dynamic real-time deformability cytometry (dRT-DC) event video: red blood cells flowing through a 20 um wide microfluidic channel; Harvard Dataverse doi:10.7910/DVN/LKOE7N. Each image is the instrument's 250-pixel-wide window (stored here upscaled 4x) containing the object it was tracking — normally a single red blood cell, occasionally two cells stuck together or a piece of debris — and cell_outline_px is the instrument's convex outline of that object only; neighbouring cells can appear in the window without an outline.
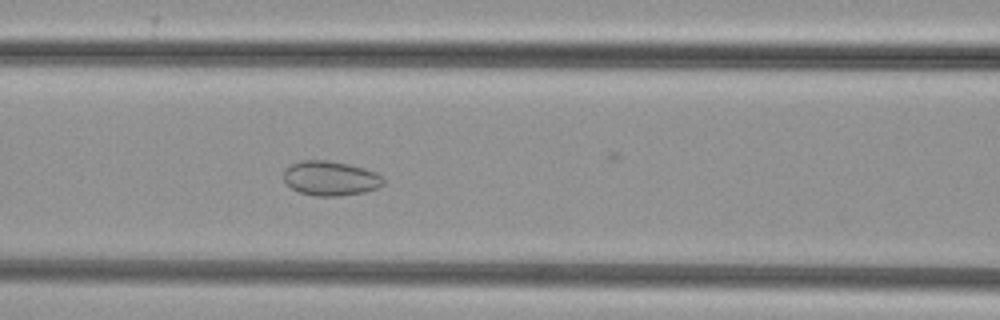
{"species": "common noctule bat (a hibernating species)", "species_latin": "Nyctalus noctula", "temperature_condition": "cold", "stored_images_in_passage": 29, "camera_frame_rate_fps": 3000, "um_per_image_px": 0.085, "animal": {"sex": "female", "body_mass_g": 29.2, "forearm_length_mm": 56.3}, "frame": {"image": 1, "passage_image": 7, "time_ms": 2.0, "image_size_px": [1000, 320], "cell_outline_px": [[384, 184], [376, 188], [364, 192], [336, 196], [316, 196], [300, 192], [292, 188], [284, 180], [284, 168], [300, 160], [328, 160], [348, 164], [364, 168], [376, 172], [384, 180]], "centroid_in_image_um": [28.08, 15.14], "position_along_channel_um": 138.5, "area_um2": 20.0}}
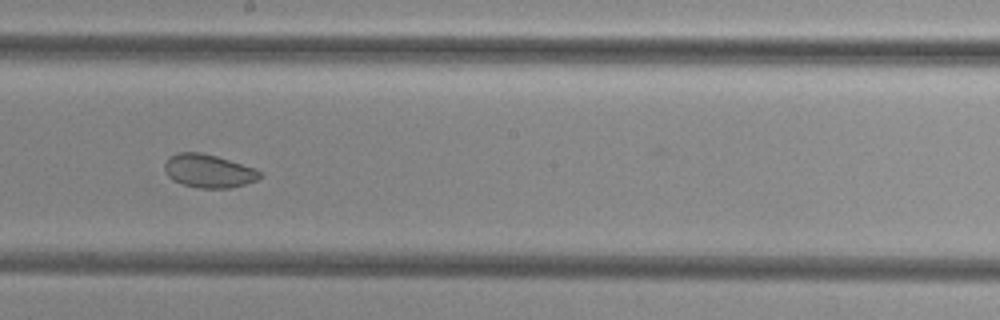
{"frame": {"image": 2, "passage_image": 14, "time_ms": 4.333, "image_size_px": [1000, 320], "cell_outline_px": [[264, 176], [256, 180], [244, 184], [228, 188], [200, 188], [184, 184], [172, 180], [168, 176], [164, 168], [164, 164], [168, 156], [176, 152], [200, 152], [216, 156], [256, 168]], "centroid_in_image_um": [17.72, 14.52], "position_along_channel_um": 230.5, "area_um2": 18.55}}
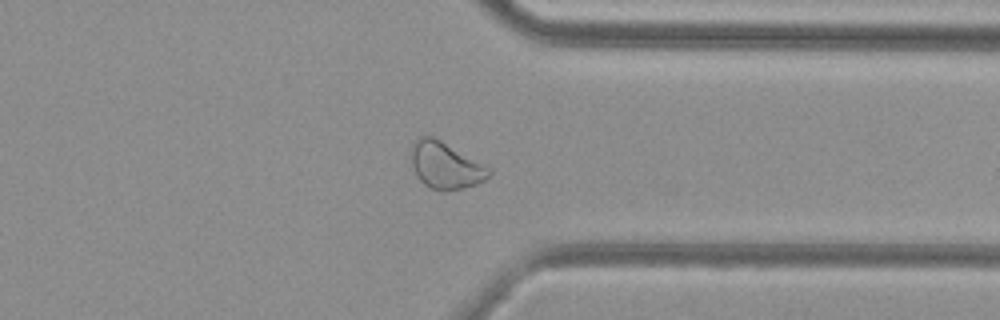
{"frame": {"image": 3, "passage_image": 25, "time_ms": 8.0, "image_size_px": [1000, 320], "cell_outline_px": [[492, 172], [484, 180], [476, 184], [464, 188], [444, 192], [432, 188], [424, 184], [416, 176], [408, 156], [412, 144], [420, 136], [432, 136], [440, 140], [492, 168]], "centroid_in_image_um": [37.84, 14.06], "position_along_channel_um": 373.6, "area_um2": 21.44}}